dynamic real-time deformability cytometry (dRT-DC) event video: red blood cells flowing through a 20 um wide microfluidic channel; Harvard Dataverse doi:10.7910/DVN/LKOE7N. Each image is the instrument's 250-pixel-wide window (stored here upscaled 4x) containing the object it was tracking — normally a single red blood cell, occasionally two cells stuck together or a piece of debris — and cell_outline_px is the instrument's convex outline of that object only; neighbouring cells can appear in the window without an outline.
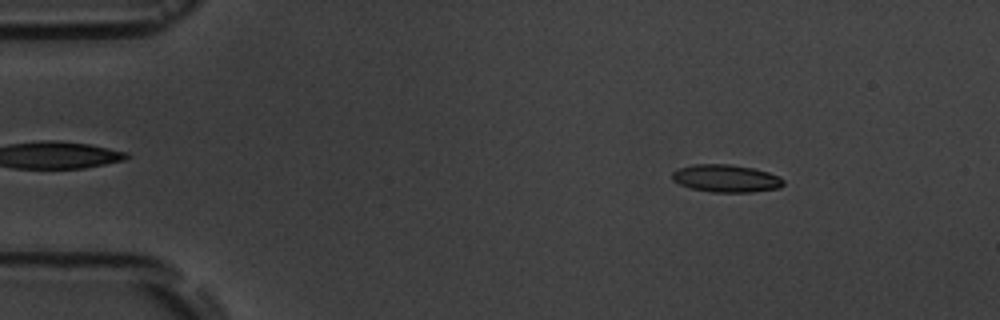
{"species": "common noctule bat (a hibernating species)", "species_latin": "Nyctalus noctula", "temperature_condition": "room temperature", "stored_images_in_passage": 7, "camera_frame_rate_fps": 3000, "um_per_image_px": 0.085, "animal": {"sex": "male", "body_mass_g": 19.5, "forearm_length_mm": 54.6}, "frame": {"image": 1, "passage_image": 2, "time_ms": 1.0, "image_size_px": [1000, 320], "cell_outline_px": [[784, 184], [780, 188], [752, 192], [712, 192], [692, 188], [680, 184], [672, 180], [672, 172], [680, 168], [692, 164], [728, 164], [752, 168], [768, 172], [780, 176], [784, 180]], "centroid_in_image_um": [61.74, 15.16], "position_along_channel_um": 23.3, "area_um2": 17.86}}
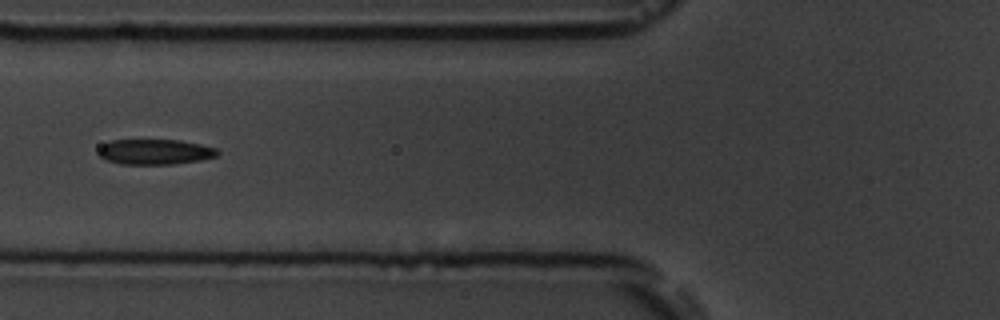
{"frame": {"image": 2, "passage_image": 6, "time_ms": 5.667, "image_size_px": [1000, 320], "cell_outline_px": [[220, 152], [216, 156], [200, 160], [172, 164], [120, 164], [104, 160], [100, 156], [100, 148], [108, 140], [180, 140], [200, 144], [216, 148]], "centroid_in_image_um": [13.17, 12.91], "position_along_channel_um": 112.6, "area_um2": 17.51}}
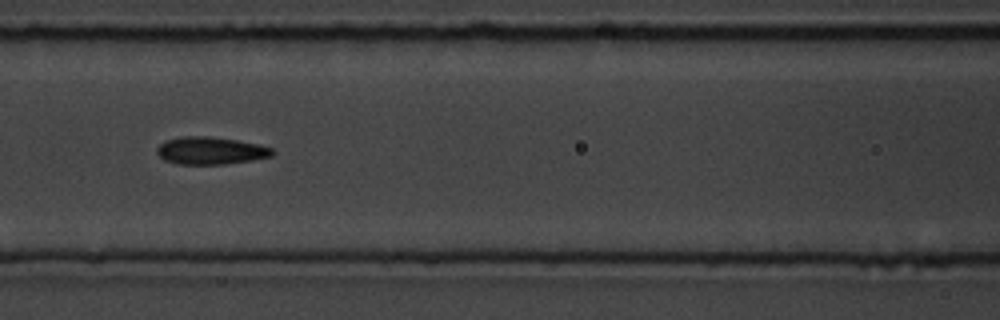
{"frame": {"image": 3, "passage_image": 7, "time_ms": 6.667, "image_size_px": [1000, 320], "cell_outline_px": [[276, 152], [272, 156], [252, 160], [224, 164], [176, 164], [164, 160], [156, 152], [156, 148], [164, 140], [180, 136], [208, 136], [236, 140], [260, 144], [272, 148]], "centroid_in_image_um": [17.89, 12.8], "position_along_channel_um": 148.7, "area_um2": 18.67}}